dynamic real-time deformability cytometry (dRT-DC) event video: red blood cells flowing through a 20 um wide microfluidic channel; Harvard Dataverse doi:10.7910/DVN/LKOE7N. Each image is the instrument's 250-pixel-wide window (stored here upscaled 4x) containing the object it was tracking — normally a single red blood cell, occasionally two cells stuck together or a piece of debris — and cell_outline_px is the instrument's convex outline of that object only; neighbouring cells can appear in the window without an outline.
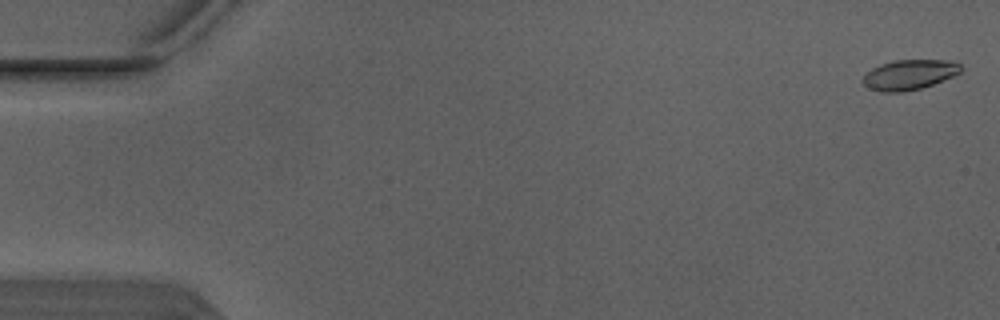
{"species": "Egyptian fruit bat (a non-hibernating species)", "species_latin": "Rousettus aegyptiacus", "temperature_condition": "warm", "stored_images_in_passage": 5, "camera_frame_rate_fps": 3000, "um_per_image_px": 0.085, "animal": {"sex": "male"}, "frame": {"image": 1, "passage_image": 1, "time_ms": 0.0, "image_size_px": [1000, 320], "cell_outline_px": [[964, 68], [960, 72], [952, 76], [932, 84], [920, 88], [900, 92], [880, 92], [864, 84], [860, 80], [872, 68], [880, 64], [892, 60], [956, 60]], "centroid_in_image_um": [77.31, 6.33], "position_along_channel_um": 7.7, "area_um2": 17.11}}
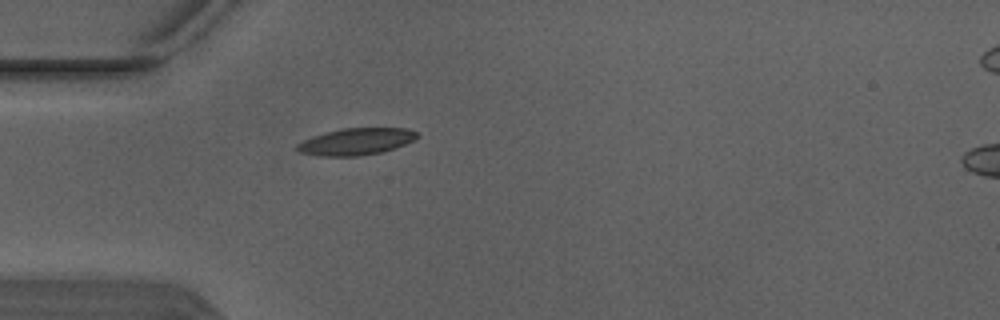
{"frame": {"image": 2, "passage_image": 5, "time_ms": 1.333, "image_size_px": [1000, 320], "cell_outline_px": [[420, 136], [416, 140], [380, 152], [356, 156], [320, 156], [300, 152], [296, 148], [296, 144], [312, 136], [324, 132], [340, 128], [408, 128], [416, 132]], "centroid_in_image_um": [30.26, 12.02], "position_along_channel_um": 54.7, "area_um2": 18.73}}